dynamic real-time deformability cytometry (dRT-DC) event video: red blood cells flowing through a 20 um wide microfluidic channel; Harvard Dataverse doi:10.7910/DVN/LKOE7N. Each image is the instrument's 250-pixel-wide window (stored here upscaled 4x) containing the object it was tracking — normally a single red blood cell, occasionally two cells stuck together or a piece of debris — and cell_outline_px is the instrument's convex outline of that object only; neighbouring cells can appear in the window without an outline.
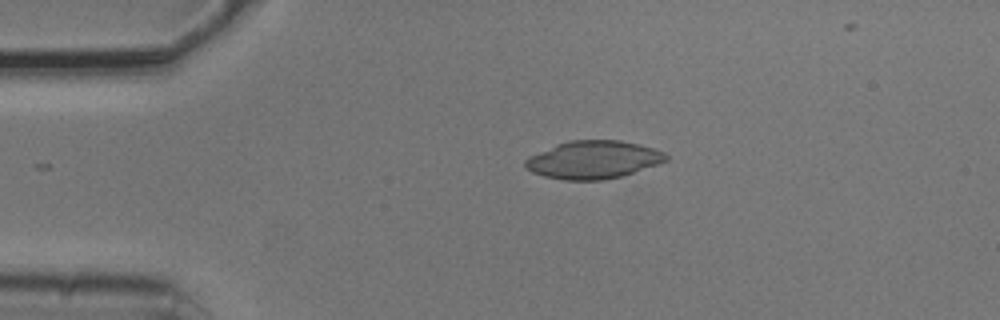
{"species": "common noctule bat (a hibernating species)", "species_latin": "Nyctalus noctula", "temperature_condition": "cold", "stored_images_in_passage": 3, "camera_frame_rate_fps": 3000, "um_per_image_px": 0.085, "animal": {"sex": "male", "body_mass_g": 20.5, "forearm_length_mm": 52.5}, "frame": {"image": 1, "passage_image": 3, "time_ms": 0.667, "image_size_px": [1000, 320], "cell_outline_px": [[668, 160], [620, 176], [604, 180], [564, 180], [544, 176], [532, 172], [524, 168], [524, 160], [528, 156], [556, 144], [568, 140], [620, 140], [640, 144], [664, 152], [668, 156]], "centroid_in_image_um": [50.37, 13.57], "position_along_channel_um": 34.6, "area_um2": 31.04}}